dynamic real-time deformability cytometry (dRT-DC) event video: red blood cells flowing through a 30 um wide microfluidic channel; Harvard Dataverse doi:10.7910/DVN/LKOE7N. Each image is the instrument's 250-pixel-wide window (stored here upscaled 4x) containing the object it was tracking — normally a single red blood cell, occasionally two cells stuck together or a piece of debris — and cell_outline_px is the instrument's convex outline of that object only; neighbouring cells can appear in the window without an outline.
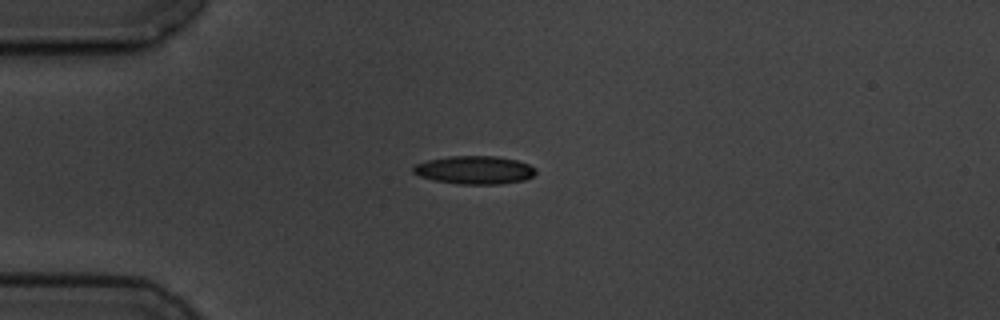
{"species": "common noctule bat (a hibernating species)", "species_latin": "Nyctalus noctula", "temperature_condition": "cold", "stored_images_in_passage": 4, "camera_frame_rate_fps": 3000, "um_per_image_px": 0.085, "animal": {"sex": "male", "body_mass_g": 19.5, "forearm_length_mm": 54.6}, "frame": {"image": 1, "passage_image": 4, "time_ms": 5.0, "image_size_px": [1000, 320], "cell_outline_px": [[536, 172], [532, 176], [524, 180], [500, 184], [460, 184], [436, 180], [420, 176], [412, 172], [412, 168], [416, 164], [428, 160], [448, 156], [496, 156], [516, 160], [528, 164], [536, 168]], "centroid_in_image_um": [40.34, 14.44], "position_along_channel_um": 44.7, "area_um2": 20.0}}